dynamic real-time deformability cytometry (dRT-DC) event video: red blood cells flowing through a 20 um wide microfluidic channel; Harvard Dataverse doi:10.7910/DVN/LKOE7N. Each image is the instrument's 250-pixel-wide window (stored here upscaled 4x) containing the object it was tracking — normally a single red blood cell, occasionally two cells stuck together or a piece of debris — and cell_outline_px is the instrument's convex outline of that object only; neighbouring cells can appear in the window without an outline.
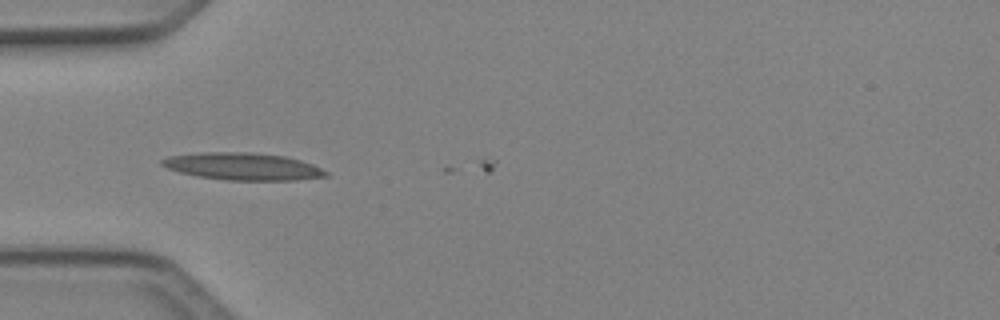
{"species": "Egyptian fruit bat (a non-hibernating species)", "species_latin": "Rousettus aegyptiacus", "temperature_condition": "cold", "stored_images_in_passage": 6, "camera_frame_rate_fps": 3000, "um_per_image_px": 0.085, "animal": {"sex": "female"}, "frame": {"image": 1, "passage_image": 4, "time_ms": 1.0, "image_size_px": [1000, 320], "cell_outline_px": [[328, 176], [296, 180], [228, 180], [200, 176], [180, 172], [168, 168], [160, 164], [160, 160], [168, 156], [200, 152], [252, 152], [284, 156], [300, 160], [312, 164], [328, 172]], "centroid_in_image_um": [20.64, 14.14], "position_along_channel_um": 64.4, "area_um2": 25.89}}
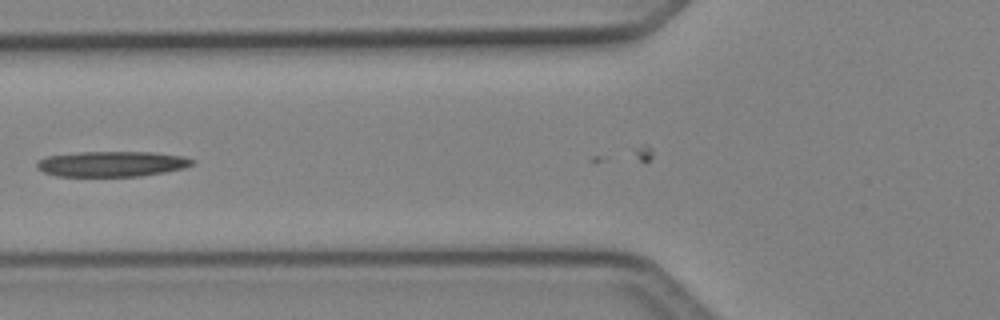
{"frame": {"image": 2, "passage_image": 5, "time_ms": 1.333, "image_size_px": [1000, 320], "cell_outline_px": [[196, 160], [192, 164], [184, 168], [164, 172], [140, 176], [56, 176], [44, 172], [36, 168], [36, 164], [40, 160], [48, 156], [80, 152], [152, 152], [184, 156]], "centroid_in_image_um": [9.52, 13.93], "position_along_channel_um": 116.3, "area_um2": 22.95}}
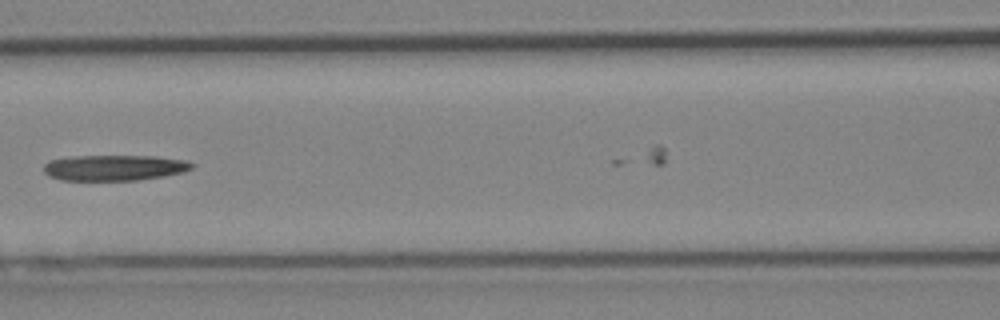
{"frame": {"image": 3, "passage_image": 6, "time_ms": 1.667, "image_size_px": [1000, 320], "cell_outline_px": [[196, 164], [192, 168], [180, 172], [164, 176], [136, 180], [60, 180], [48, 176], [44, 172], [44, 164], [48, 160], [76, 156], [156, 156], [184, 160]], "centroid_in_image_um": [9.68, 14.25], "position_along_channel_um": 156.9, "area_um2": 22.14}}